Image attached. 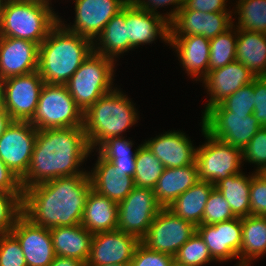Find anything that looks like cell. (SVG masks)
I'll return each instance as SVG.
<instances>
[{
  "instance_id": "obj_1",
  "label": "cell",
  "mask_w": 266,
  "mask_h": 266,
  "mask_svg": "<svg viewBox=\"0 0 266 266\" xmlns=\"http://www.w3.org/2000/svg\"><path fill=\"white\" fill-rule=\"evenodd\" d=\"M92 189L89 174L65 176L23 190L22 214L44 228L81 224Z\"/></svg>"
},
{
  "instance_id": "obj_2",
  "label": "cell",
  "mask_w": 266,
  "mask_h": 266,
  "mask_svg": "<svg viewBox=\"0 0 266 266\" xmlns=\"http://www.w3.org/2000/svg\"><path fill=\"white\" fill-rule=\"evenodd\" d=\"M90 152L83 127L37 130L28 171L20 180L22 189L60 177L89 174L78 168Z\"/></svg>"
},
{
  "instance_id": "obj_3",
  "label": "cell",
  "mask_w": 266,
  "mask_h": 266,
  "mask_svg": "<svg viewBox=\"0 0 266 266\" xmlns=\"http://www.w3.org/2000/svg\"><path fill=\"white\" fill-rule=\"evenodd\" d=\"M59 22L39 45L38 72L45 83L66 85L97 45ZM63 25V26H62Z\"/></svg>"
},
{
  "instance_id": "obj_4",
  "label": "cell",
  "mask_w": 266,
  "mask_h": 266,
  "mask_svg": "<svg viewBox=\"0 0 266 266\" xmlns=\"http://www.w3.org/2000/svg\"><path fill=\"white\" fill-rule=\"evenodd\" d=\"M132 102L114 89L100 97L83 113V128L92 151L112 137H121L123 131L137 122Z\"/></svg>"
},
{
  "instance_id": "obj_5",
  "label": "cell",
  "mask_w": 266,
  "mask_h": 266,
  "mask_svg": "<svg viewBox=\"0 0 266 266\" xmlns=\"http://www.w3.org/2000/svg\"><path fill=\"white\" fill-rule=\"evenodd\" d=\"M50 7L47 3L34 0H6L0 37L26 39L40 45L59 22V17Z\"/></svg>"
},
{
  "instance_id": "obj_6",
  "label": "cell",
  "mask_w": 266,
  "mask_h": 266,
  "mask_svg": "<svg viewBox=\"0 0 266 266\" xmlns=\"http://www.w3.org/2000/svg\"><path fill=\"white\" fill-rule=\"evenodd\" d=\"M114 64L113 59L93 51L67 82L69 93L83 113L113 90Z\"/></svg>"
},
{
  "instance_id": "obj_7",
  "label": "cell",
  "mask_w": 266,
  "mask_h": 266,
  "mask_svg": "<svg viewBox=\"0 0 266 266\" xmlns=\"http://www.w3.org/2000/svg\"><path fill=\"white\" fill-rule=\"evenodd\" d=\"M29 123L37 130L83 127V112L66 85L45 83Z\"/></svg>"
},
{
  "instance_id": "obj_8",
  "label": "cell",
  "mask_w": 266,
  "mask_h": 266,
  "mask_svg": "<svg viewBox=\"0 0 266 266\" xmlns=\"http://www.w3.org/2000/svg\"><path fill=\"white\" fill-rule=\"evenodd\" d=\"M201 123L202 133L208 141L197 147L198 178L215 186L219 181L240 173L242 150L212 137Z\"/></svg>"
},
{
  "instance_id": "obj_9",
  "label": "cell",
  "mask_w": 266,
  "mask_h": 266,
  "mask_svg": "<svg viewBox=\"0 0 266 266\" xmlns=\"http://www.w3.org/2000/svg\"><path fill=\"white\" fill-rule=\"evenodd\" d=\"M162 208L153 189L134 187L130 194L118 203L117 230L131 234L141 241Z\"/></svg>"
},
{
  "instance_id": "obj_10",
  "label": "cell",
  "mask_w": 266,
  "mask_h": 266,
  "mask_svg": "<svg viewBox=\"0 0 266 266\" xmlns=\"http://www.w3.org/2000/svg\"><path fill=\"white\" fill-rule=\"evenodd\" d=\"M195 233V225L162 208L141 243L150 250L175 256Z\"/></svg>"
},
{
  "instance_id": "obj_11",
  "label": "cell",
  "mask_w": 266,
  "mask_h": 266,
  "mask_svg": "<svg viewBox=\"0 0 266 266\" xmlns=\"http://www.w3.org/2000/svg\"><path fill=\"white\" fill-rule=\"evenodd\" d=\"M45 82L38 70L3 80V108L12 121H30Z\"/></svg>"
},
{
  "instance_id": "obj_12",
  "label": "cell",
  "mask_w": 266,
  "mask_h": 266,
  "mask_svg": "<svg viewBox=\"0 0 266 266\" xmlns=\"http://www.w3.org/2000/svg\"><path fill=\"white\" fill-rule=\"evenodd\" d=\"M36 137L29 121H11L0 136V159L20 180L28 171Z\"/></svg>"
},
{
  "instance_id": "obj_13",
  "label": "cell",
  "mask_w": 266,
  "mask_h": 266,
  "mask_svg": "<svg viewBox=\"0 0 266 266\" xmlns=\"http://www.w3.org/2000/svg\"><path fill=\"white\" fill-rule=\"evenodd\" d=\"M202 122L212 137L241 150L262 128L254 114H234L228 110H207Z\"/></svg>"
},
{
  "instance_id": "obj_14",
  "label": "cell",
  "mask_w": 266,
  "mask_h": 266,
  "mask_svg": "<svg viewBox=\"0 0 266 266\" xmlns=\"http://www.w3.org/2000/svg\"><path fill=\"white\" fill-rule=\"evenodd\" d=\"M231 17V11L205 13L181 7L169 22V37L201 35L212 39L234 25Z\"/></svg>"
},
{
  "instance_id": "obj_15",
  "label": "cell",
  "mask_w": 266,
  "mask_h": 266,
  "mask_svg": "<svg viewBox=\"0 0 266 266\" xmlns=\"http://www.w3.org/2000/svg\"><path fill=\"white\" fill-rule=\"evenodd\" d=\"M141 241L124 231L93 234L90 255L85 265L128 264Z\"/></svg>"
},
{
  "instance_id": "obj_16",
  "label": "cell",
  "mask_w": 266,
  "mask_h": 266,
  "mask_svg": "<svg viewBox=\"0 0 266 266\" xmlns=\"http://www.w3.org/2000/svg\"><path fill=\"white\" fill-rule=\"evenodd\" d=\"M129 0H75V24L65 28L92 42ZM94 39V40H93Z\"/></svg>"
},
{
  "instance_id": "obj_17",
  "label": "cell",
  "mask_w": 266,
  "mask_h": 266,
  "mask_svg": "<svg viewBox=\"0 0 266 266\" xmlns=\"http://www.w3.org/2000/svg\"><path fill=\"white\" fill-rule=\"evenodd\" d=\"M19 241L27 266H49L56 255L50 230L21 214L10 231Z\"/></svg>"
},
{
  "instance_id": "obj_18",
  "label": "cell",
  "mask_w": 266,
  "mask_h": 266,
  "mask_svg": "<svg viewBox=\"0 0 266 266\" xmlns=\"http://www.w3.org/2000/svg\"><path fill=\"white\" fill-rule=\"evenodd\" d=\"M196 232L204 240L213 260L228 261L239 257L242 241V218L216 223L200 224Z\"/></svg>"
},
{
  "instance_id": "obj_19",
  "label": "cell",
  "mask_w": 266,
  "mask_h": 266,
  "mask_svg": "<svg viewBox=\"0 0 266 266\" xmlns=\"http://www.w3.org/2000/svg\"><path fill=\"white\" fill-rule=\"evenodd\" d=\"M125 25L132 48L151 43L158 36L169 43V21L165 16L141 9L131 0L125 5Z\"/></svg>"
},
{
  "instance_id": "obj_20",
  "label": "cell",
  "mask_w": 266,
  "mask_h": 266,
  "mask_svg": "<svg viewBox=\"0 0 266 266\" xmlns=\"http://www.w3.org/2000/svg\"><path fill=\"white\" fill-rule=\"evenodd\" d=\"M39 45L26 39L0 37V79L38 70Z\"/></svg>"
},
{
  "instance_id": "obj_21",
  "label": "cell",
  "mask_w": 266,
  "mask_h": 266,
  "mask_svg": "<svg viewBox=\"0 0 266 266\" xmlns=\"http://www.w3.org/2000/svg\"><path fill=\"white\" fill-rule=\"evenodd\" d=\"M256 77L241 62L234 61L224 67L209 71L203 79L211 98L203 114L214 105L235 93L239 88L249 85Z\"/></svg>"
},
{
  "instance_id": "obj_22",
  "label": "cell",
  "mask_w": 266,
  "mask_h": 266,
  "mask_svg": "<svg viewBox=\"0 0 266 266\" xmlns=\"http://www.w3.org/2000/svg\"><path fill=\"white\" fill-rule=\"evenodd\" d=\"M184 134L181 131H170L144 144L165 168L184 167L195 163L197 151Z\"/></svg>"
},
{
  "instance_id": "obj_23",
  "label": "cell",
  "mask_w": 266,
  "mask_h": 266,
  "mask_svg": "<svg viewBox=\"0 0 266 266\" xmlns=\"http://www.w3.org/2000/svg\"><path fill=\"white\" fill-rule=\"evenodd\" d=\"M169 44L176 49L187 74L203 80L208 74L210 39L201 35L169 37Z\"/></svg>"
},
{
  "instance_id": "obj_24",
  "label": "cell",
  "mask_w": 266,
  "mask_h": 266,
  "mask_svg": "<svg viewBox=\"0 0 266 266\" xmlns=\"http://www.w3.org/2000/svg\"><path fill=\"white\" fill-rule=\"evenodd\" d=\"M89 177L93 190L116 203L123 201L135 187L133 177L115 174L114 165L100 155Z\"/></svg>"
},
{
  "instance_id": "obj_25",
  "label": "cell",
  "mask_w": 266,
  "mask_h": 266,
  "mask_svg": "<svg viewBox=\"0 0 266 266\" xmlns=\"http://www.w3.org/2000/svg\"><path fill=\"white\" fill-rule=\"evenodd\" d=\"M56 256L77 259L86 264L91 249L93 234L81 224L50 228Z\"/></svg>"
},
{
  "instance_id": "obj_26",
  "label": "cell",
  "mask_w": 266,
  "mask_h": 266,
  "mask_svg": "<svg viewBox=\"0 0 266 266\" xmlns=\"http://www.w3.org/2000/svg\"><path fill=\"white\" fill-rule=\"evenodd\" d=\"M199 180L196 162L179 168H164L157 181L154 194L157 202L168 208L172 202Z\"/></svg>"
},
{
  "instance_id": "obj_27",
  "label": "cell",
  "mask_w": 266,
  "mask_h": 266,
  "mask_svg": "<svg viewBox=\"0 0 266 266\" xmlns=\"http://www.w3.org/2000/svg\"><path fill=\"white\" fill-rule=\"evenodd\" d=\"M81 225L92 234L117 230L118 203L91 189L86 199Z\"/></svg>"
},
{
  "instance_id": "obj_28",
  "label": "cell",
  "mask_w": 266,
  "mask_h": 266,
  "mask_svg": "<svg viewBox=\"0 0 266 266\" xmlns=\"http://www.w3.org/2000/svg\"><path fill=\"white\" fill-rule=\"evenodd\" d=\"M236 29L235 61L243 63L255 77H266V34Z\"/></svg>"
},
{
  "instance_id": "obj_29",
  "label": "cell",
  "mask_w": 266,
  "mask_h": 266,
  "mask_svg": "<svg viewBox=\"0 0 266 266\" xmlns=\"http://www.w3.org/2000/svg\"><path fill=\"white\" fill-rule=\"evenodd\" d=\"M214 187L210 182L198 181L183 194L179 195L168 209L177 217L197 227L202 224L204 209Z\"/></svg>"
},
{
  "instance_id": "obj_30",
  "label": "cell",
  "mask_w": 266,
  "mask_h": 266,
  "mask_svg": "<svg viewBox=\"0 0 266 266\" xmlns=\"http://www.w3.org/2000/svg\"><path fill=\"white\" fill-rule=\"evenodd\" d=\"M266 254V216L249 215L242 218V241L239 264L248 266L253 258Z\"/></svg>"
},
{
  "instance_id": "obj_31",
  "label": "cell",
  "mask_w": 266,
  "mask_h": 266,
  "mask_svg": "<svg viewBox=\"0 0 266 266\" xmlns=\"http://www.w3.org/2000/svg\"><path fill=\"white\" fill-rule=\"evenodd\" d=\"M97 39L100 41L97 44H101V47L93 46V51L113 60L117 55L133 49L127 37L125 6L106 24Z\"/></svg>"
},
{
  "instance_id": "obj_32",
  "label": "cell",
  "mask_w": 266,
  "mask_h": 266,
  "mask_svg": "<svg viewBox=\"0 0 266 266\" xmlns=\"http://www.w3.org/2000/svg\"><path fill=\"white\" fill-rule=\"evenodd\" d=\"M251 176L241 172L219 181L215 187L223 194L236 217L250 215V185Z\"/></svg>"
},
{
  "instance_id": "obj_33",
  "label": "cell",
  "mask_w": 266,
  "mask_h": 266,
  "mask_svg": "<svg viewBox=\"0 0 266 266\" xmlns=\"http://www.w3.org/2000/svg\"><path fill=\"white\" fill-rule=\"evenodd\" d=\"M164 168L163 164L145 144L139 145L137 148L136 168L133 177L135 187L154 189Z\"/></svg>"
},
{
  "instance_id": "obj_34",
  "label": "cell",
  "mask_w": 266,
  "mask_h": 266,
  "mask_svg": "<svg viewBox=\"0 0 266 266\" xmlns=\"http://www.w3.org/2000/svg\"><path fill=\"white\" fill-rule=\"evenodd\" d=\"M236 9L238 29L266 34V0H239Z\"/></svg>"
},
{
  "instance_id": "obj_35",
  "label": "cell",
  "mask_w": 266,
  "mask_h": 266,
  "mask_svg": "<svg viewBox=\"0 0 266 266\" xmlns=\"http://www.w3.org/2000/svg\"><path fill=\"white\" fill-rule=\"evenodd\" d=\"M232 30L233 25L225 32L210 39L208 72L235 61L237 33L233 31V35Z\"/></svg>"
},
{
  "instance_id": "obj_36",
  "label": "cell",
  "mask_w": 266,
  "mask_h": 266,
  "mask_svg": "<svg viewBox=\"0 0 266 266\" xmlns=\"http://www.w3.org/2000/svg\"><path fill=\"white\" fill-rule=\"evenodd\" d=\"M174 259L187 266H204L213 260L207 245L197 232L179 249Z\"/></svg>"
},
{
  "instance_id": "obj_37",
  "label": "cell",
  "mask_w": 266,
  "mask_h": 266,
  "mask_svg": "<svg viewBox=\"0 0 266 266\" xmlns=\"http://www.w3.org/2000/svg\"><path fill=\"white\" fill-rule=\"evenodd\" d=\"M254 80L208 110H228L234 114L251 115L254 110Z\"/></svg>"
},
{
  "instance_id": "obj_38",
  "label": "cell",
  "mask_w": 266,
  "mask_h": 266,
  "mask_svg": "<svg viewBox=\"0 0 266 266\" xmlns=\"http://www.w3.org/2000/svg\"><path fill=\"white\" fill-rule=\"evenodd\" d=\"M234 218L236 216L233 214L228 202L224 199L223 194L214 187L204 209L202 224L213 225Z\"/></svg>"
},
{
  "instance_id": "obj_39",
  "label": "cell",
  "mask_w": 266,
  "mask_h": 266,
  "mask_svg": "<svg viewBox=\"0 0 266 266\" xmlns=\"http://www.w3.org/2000/svg\"><path fill=\"white\" fill-rule=\"evenodd\" d=\"M23 194L0 191V234L9 233L22 214Z\"/></svg>"
},
{
  "instance_id": "obj_40",
  "label": "cell",
  "mask_w": 266,
  "mask_h": 266,
  "mask_svg": "<svg viewBox=\"0 0 266 266\" xmlns=\"http://www.w3.org/2000/svg\"><path fill=\"white\" fill-rule=\"evenodd\" d=\"M242 159L256 164L258 169L255 172L266 171V127L260 128L242 149Z\"/></svg>"
},
{
  "instance_id": "obj_41",
  "label": "cell",
  "mask_w": 266,
  "mask_h": 266,
  "mask_svg": "<svg viewBox=\"0 0 266 266\" xmlns=\"http://www.w3.org/2000/svg\"><path fill=\"white\" fill-rule=\"evenodd\" d=\"M0 266H27L21 245L11 232L0 234Z\"/></svg>"
},
{
  "instance_id": "obj_42",
  "label": "cell",
  "mask_w": 266,
  "mask_h": 266,
  "mask_svg": "<svg viewBox=\"0 0 266 266\" xmlns=\"http://www.w3.org/2000/svg\"><path fill=\"white\" fill-rule=\"evenodd\" d=\"M250 215L266 216V174H252L250 185Z\"/></svg>"
},
{
  "instance_id": "obj_43",
  "label": "cell",
  "mask_w": 266,
  "mask_h": 266,
  "mask_svg": "<svg viewBox=\"0 0 266 266\" xmlns=\"http://www.w3.org/2000/svg\"><path fill=\"white\" fill-rule=\"evenodd\" d=\"M132 145V141L126 140L123 136L112 137L99 146L98 153L104 159L136 158L137 149L134 153L130 151Z\"/></svg>"
},
{
  "instance_id": "obj_44",
  "label": "cell",
  "mask_w": 266,
  "mask_h": 266,
  "mask_svg": "<svg viewBox=\"0 0 266 266\" xmlns=\"http://www.w3.org/2000/svg\"><path fill=\"white\" fill-rule=\"evenodd\" d=\"M174 256L148 249L140 243L131 260V266H170Z\"/></svg>"
},
{
  "instance_id": "obj_45",
  "label": "cell",
  "mask_w": 266,
  "mask_h": 266,
  "mask_svg": "<svg viewBox=\"0 0 266 266\" xmlns=\"http://www.w3.org/2000/svg\"><path fill=\"white\" fill-rule=\"evenodd\" d=\"M253 114L262 127H266V77L254 79Z\"/></svg>"
},
{
  "instance_id": "obj_46",
  "label": "cell",
  "mask_w": 266,
  "mask_h": 266,
  "mask_svg": "<svg viewBox=\"0 0 266 266\" xmlns=\"http://www.w3.org/2000/svg\"><path fill=\"white\" fill-rule=\"evenodd\" d=\"M0 191L10 194H23L20 179L0 159Z\"/></svg>"
},
{
  "instance_id": "obj_47",
  "label": "cell",
  "mask_w": 266,
  "mask_h": 266,
  "mask_svg": "<svg viewBox=\"0 0 266 266\" xmlns=\"http://www.w3.org/2000/svg\"><path fill=\"white\" fill-rule=\"evenodd\" d=\"M226 0H184L183 8L205 13L229 12Z\"/></svg>"
},
{
  "instance_id": "obj_48",
  "label": "cell",
  "mask_w": 266,
  "mask_h": 266,
  "mask_svg": "<svg viewBox=\"0 0 266 266\" xmlns=\"http://www.w3.org/2000/svg\"><path fill=\"white\" fill-rule=\"evenodd\" d=\"M135 5L141 9H145L148 12L159 14L155 10L162 7L163 5H175V9L170 11V13L165 16V18L170 22L174 16L177 14V11L183 6L184 0H131ZM177 6V7H176Z\"/></svg>"
},
{
  "instance_id": "obj_49",
  "label": "cell",
  "mask_w": 266,
  "mask_h": 266,
  "mask_svg": "<svg viewBox=\"0 0 266 266\" xmlns=\"http://www.w3.org/2000/svg\"><path fill=\"white\" fill-rule=\"evenodd\" d=\"M114 165L115 174L134 177L136 158L105 159Z\"/></svg>"
},
{
  "instance_id": "obj_50",
  "label": "cell",
  "mask_w": 266,
  "mask_h": 266,
  "mask_svg": "<svg viewBox=\"0 0 266 266\" xmlns=\"http://www.w3.org/2000/svg\"><path fill=\"white\" fill-rule=\"evenodd\" d=\"M49 266H85V264L74 258L56 256Z\"/></svg>"
},
{
  "instance_id": "obj_51",
  "label": "cell",
  "mask_w": 266,
  "mask_h": 266,
  "mask_svg": "<svg viewBox=\"0 0 266 266\" xmlns=\"http://www.w3.org/2000/svg\"><path fill=\"white\" fill-rule=\"evenodd\" d=\"M11 118L8 114V112L3 108V106H0V136L5 131L6 127L11 123Z\"/></svg>"
},
{
  "instance_id": "obj_52",
  "label": "cell",
  "mask_w": 266,
  "mask_h": 266,
  "mask_svg": "<svg viewBox=\"0 0 266 266\" xmlns=\"http://www.w3.org/2000/svg\"><path fill=\"white\" fill-rule=\"evenodd\" d=\"M0 106H3V80L0 79Z\"/></svg>"
},
{
  "instance_id": "obj_53",
  "label": "cell",
  "mask_w": 266,
  "mask_h": 266,
  "mask_svg": "<svg viewBox=\"0 0 266 266\" xmlns=\"http://www.w3.org/2000/svg\"><path fill=\"white\" fill-rule=\"evenodd\" d=\"M85 266H131V264L128 263V264L85 265Z\"/></svg>"
},
{
  "instance_id": "obj_54",
  "label": "cell",
  "mask_w": 266,
  "mask_h": 266,
  "mask_svg": "<svg viewBox=\"0 0 266 266\" xmlns=\"http://www.w3.org/2000/svg\"><path fill=\"white\" fill-rule=\"evenodd\" d=\"M5 1L6 0H0V24H1V17H2V13H3V7H4V4H5Z\"/></svg>"
},
{
  "instance_id": "obj_55",
  "label": "cell",
  "mask_w": 266,
  "mask_h": 266,
  "mask_svg": "<svg viewBox=\"0 0 266 266\" xmlns=\"http://www.w3.org/2000/svg\"><path fill=\"white\" fill-rule=\"evenodd\" d=\"M170 266H187V265L181 264V263L177 262V261L174 259Z\"/></svg>"
},
{
  "instance_id": "obj_56",
  "label": "cell",
  "mask_w": 266,
  "mask_h": 266,
  "mask_svg": "<svg viewBox=\"0 0 266 266\" xmlns=\"http://www.w3.org/2000/svg\"><path fill=\"white\" fill-rule=\"evenodd\" d=\"M34 1H40L49 4V0H34Z\"/></svg>"
}]
</instances>
